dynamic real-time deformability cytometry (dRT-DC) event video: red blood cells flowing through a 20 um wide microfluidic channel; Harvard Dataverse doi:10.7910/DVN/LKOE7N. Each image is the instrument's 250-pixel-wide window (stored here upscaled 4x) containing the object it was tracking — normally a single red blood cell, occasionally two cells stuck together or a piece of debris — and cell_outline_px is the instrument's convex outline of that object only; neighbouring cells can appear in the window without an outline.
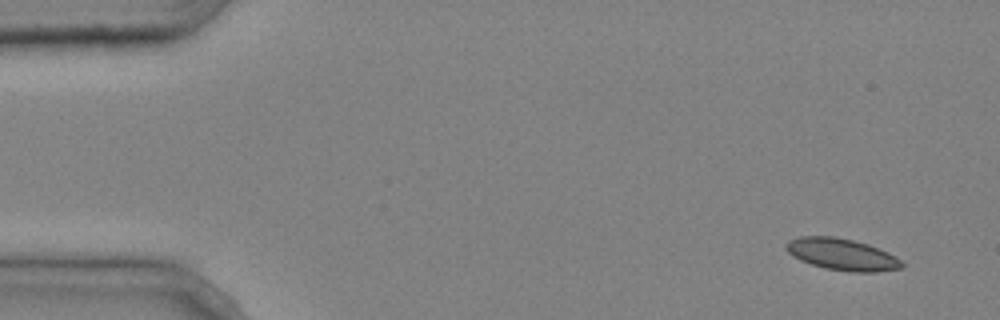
{"species": "common noctule bat (a hibernating species)", "species_latin": "Nyctalus noctula", "temperature_condition": "cold", "stored_images_in_passage": 4, "segment_of_instrument_passage": [1, 2], "camera_frame_rate_fps": 3000, "um_per_image_px": 0.085, "animal": {"sex": "male", "body_mass_g": 20.4}, "frame": {"image": 1, "passage_image": 1, "time_ms": 0.0, "image_size_px": [1000, 320], "cell_outline_px": [[904, 264], [900, 268], [872, 272], [852, 272], [824, 268], [800, 260], [792, 256], [784, 248], [784, 244], [788, 240], [800, 236], [832, 236], [852, 240], [868, 244], [888, 252], [896, 256]], "centroid_in_image_um": [71.52, 21.61], "position_along_channel_um": 13.5, "area_um2": 21.39}}
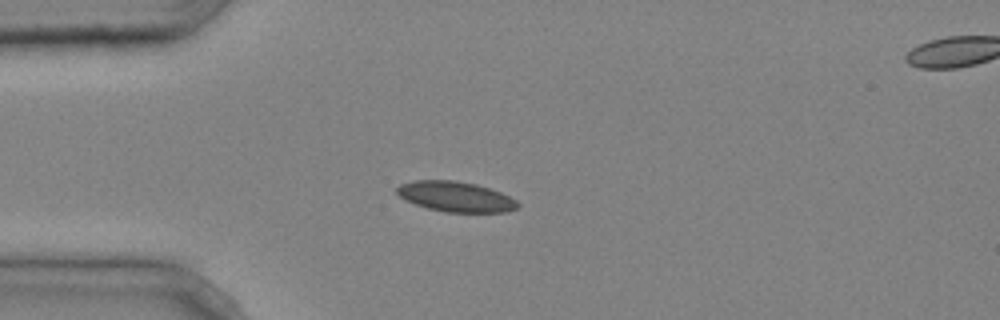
{"frame": {"image": 2, "passage_image": 3, "time_ms": 0.667, "image_size_px": [1000, 320], "cell_outline_px": [[520, 204], [516, 208], [508, 212], [444, 212], [428, 208], [404, 200], [396, 192], [396, 188], [400, 184], [412, 180], [456, 180], [476, 184], [500, 192], [516, 200]], "centroid_in_image_um": [38.71, 16.71], "position_along_channel_um": 46.3, "area_um2": 21.33}}